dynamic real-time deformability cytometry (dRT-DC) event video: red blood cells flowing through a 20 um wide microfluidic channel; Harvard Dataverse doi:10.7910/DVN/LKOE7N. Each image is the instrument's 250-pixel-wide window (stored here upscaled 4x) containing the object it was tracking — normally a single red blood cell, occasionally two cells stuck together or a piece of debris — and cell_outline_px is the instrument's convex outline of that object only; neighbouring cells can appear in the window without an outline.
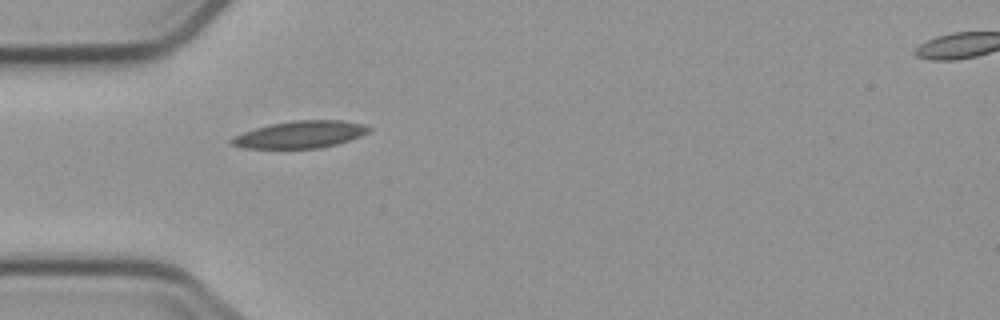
{"species": "common noctule bat (a hibernating species)", "species_latin": "Nyctalus noctula", "temperature_condition": "cold", "stored_images_in_passage": 2, "segment_of_instrument_passage": [1, 2], "camera_frame_rate_fps": 3000, "um_per_image_px": 0.085, "animal": {"sex": "male", "body_mass_g": 23.1, "forearm_length_mm": 52.7}, "frame": {"image": 1, "passage_image": 1, "time_ms": 0.0, "image_size_px": [1000, 320], "cell_outline_px": [[372, 128], [368, 132], [360, 136], [336, 144], [320, 148], [244, 148], [232, 144], [228, 140], [232, 136], [256, 128], [272, 124], [292, 120], [344, 120], [364, 124]], "centroid_in_image_um": [25.52, 11.42], "position_along_channel_um": 59.5, "area_um2": 21.62}}